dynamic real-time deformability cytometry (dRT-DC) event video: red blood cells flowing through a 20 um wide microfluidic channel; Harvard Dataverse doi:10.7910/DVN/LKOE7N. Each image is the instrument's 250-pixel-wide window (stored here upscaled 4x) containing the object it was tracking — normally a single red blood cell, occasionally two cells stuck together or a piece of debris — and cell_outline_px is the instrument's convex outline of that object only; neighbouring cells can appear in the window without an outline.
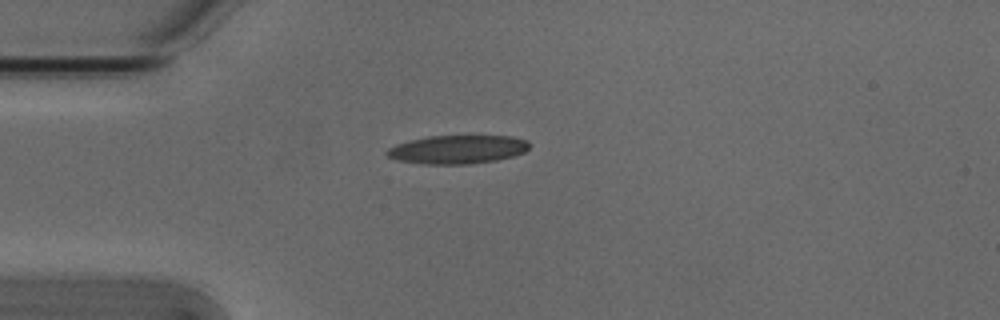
{"species": "Egyptian fruit bat (a non-hibernating species)", "species_latin": "Rousettus aegyptiacus", "temperature_condition": "cold", "stored_images_in_passage": 1, "camera_frame_rate_fps": 3000, "um_per_image_px": 0.085, "animal": {"sex": "male"}, "frame": {"image": 1, "passage_image": 1, "time_ms": 0.0, "image_size_px": [1000, 320], "cell_outline_px": [[528, 148], [524, 152], [512, 156], [496, 160], [468, 164], [424, 164], [396, 160], [388, 156], [384, 152], [388, 148], [396, 144], [428, 136], [512, 136], [528, 140]], "centroid_in_image_um": [38.87, 12.7], "position_along_channel_um": 46.1, "area_um2": 23.58}}